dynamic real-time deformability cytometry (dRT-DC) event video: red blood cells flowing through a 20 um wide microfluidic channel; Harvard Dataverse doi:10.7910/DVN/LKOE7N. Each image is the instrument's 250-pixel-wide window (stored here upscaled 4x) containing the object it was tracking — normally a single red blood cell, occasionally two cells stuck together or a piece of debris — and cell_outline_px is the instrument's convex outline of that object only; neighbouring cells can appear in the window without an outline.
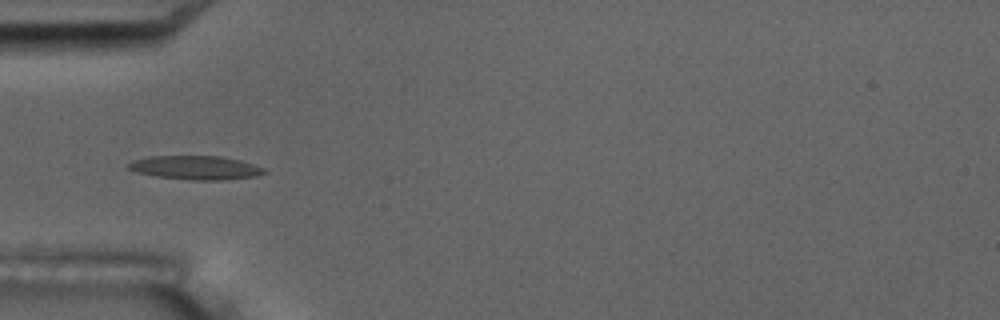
{"species": "common noctule bat (a hibernating species)", "species_latin": "Nyctalus noctula", "temperature_condition": "room temperature", "stored_images_in_passage": 6, "camera_frame_rate_fps": 3000, "um_per_image_px": 0.085, "animal": {"sex": "male", "body_mass_g": 17.5, "forearm_length_mm": 52.3}, "frame": {"image": 1, "passage_image": 6, "time_ms": 5.667, "image_size_px": [1000, 320], "cell_outline_px": [[268, 172], [256, 176], [224, 180], [192, 180], [156, 176], [136, 172], [128, 168], [128, 164], [132, 160], [148, 156], [220, 156], [240, 160], [264, 168]], "centroid_in_image_um": [16.63, 14.25], "position_along_channel_um": 68.4, "area_um2": 18.84}}